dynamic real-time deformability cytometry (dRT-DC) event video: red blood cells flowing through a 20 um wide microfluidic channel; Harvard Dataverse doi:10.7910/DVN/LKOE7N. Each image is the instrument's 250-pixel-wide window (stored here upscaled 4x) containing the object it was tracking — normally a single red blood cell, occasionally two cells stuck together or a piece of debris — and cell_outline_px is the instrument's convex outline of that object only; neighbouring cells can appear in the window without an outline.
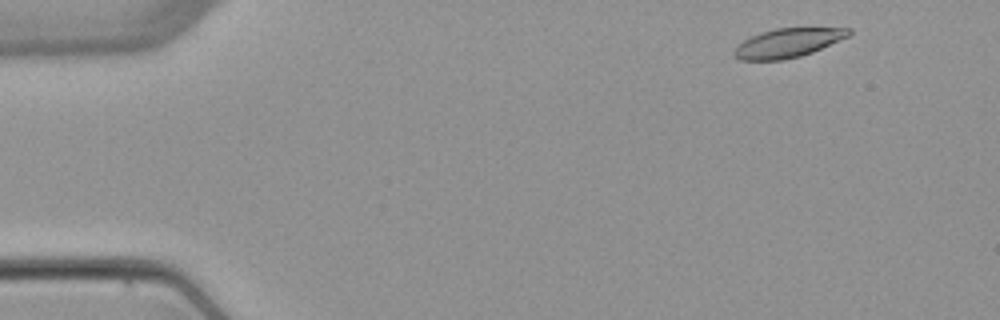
{"species": "common noctule bat (a hibernating species)", "species_latin": "Nyctalus noctula", "temperature_condition": "warm", "stored_images_in_passage": 4, "camera_frame_rate_fps": 3000, "um_per_image_px": 0.085, "animal": {"sex": "female", "body_mass_g": 22.7, "forearm_length_mm": 54.2}, "frame": {"image": 1, "passage_image": 1, "time_ms": 0.0, "image_size_px": [1000, 320], "cell_outline_px": [[852, 32], [848, 36], [812, 52], [800, 56], [784, 60], [740, 60], [732, 52], [744, 40], [760, 32], [776, 28], [852, 28]], "centroid_in_image_um": [66.97, 3.65], "position_along_channel_um": 18.0, "area_um2": 19.13}}
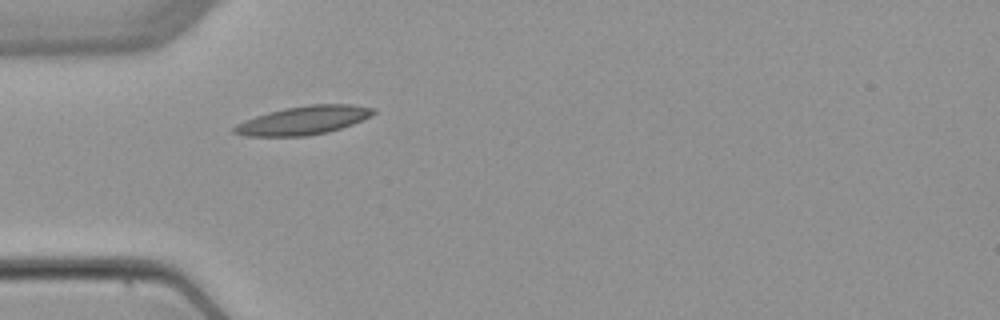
{"frame": {"image": 2, "passage_image": 4, "time_ms": 3.667, "image_size_px": [1000, 320], "cell_outline_px": [[376, 112], [372, 116], [352, 124], [328, 132], [308, 136], [244, 136], [232, 132], [232, 128], [236, 124], [244, 120], [268, 112], [284, 108], [308, 104], [352, 104], [376, 108]], "centroid_in_image_um": [25.8, 10.22], "position_along_channel_um": 59.2, "area_um2": 23.35}}